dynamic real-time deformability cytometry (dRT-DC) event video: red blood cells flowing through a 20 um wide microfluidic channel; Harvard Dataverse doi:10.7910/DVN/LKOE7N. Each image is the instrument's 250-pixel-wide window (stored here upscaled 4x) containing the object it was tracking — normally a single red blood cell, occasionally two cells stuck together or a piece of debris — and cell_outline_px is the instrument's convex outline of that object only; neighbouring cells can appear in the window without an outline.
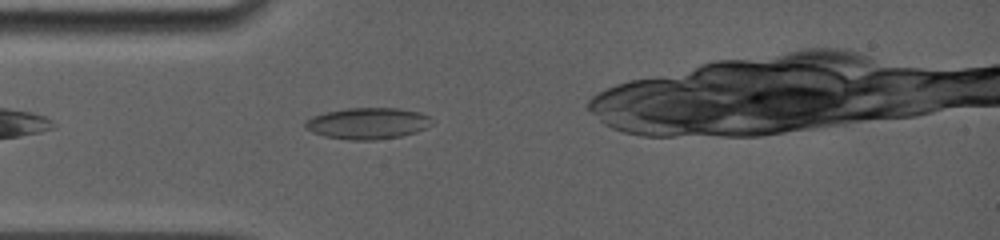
{"species": "common noctule bat (a hibernating species)", "species_latin": "Nyctalus noctula", "temperature_condition": "room temperature", "stored_images_in_passage": 47, "camera_frame_rate_fps": 5000, "um_per_image_px": 0.085, "animal": {"sex": "female", "body_mass_g": 19.0, "forearm_length_mm": 56.7}, "frame": {"image": 1, "passage_image": 1, "time_ms": 0.0, "image_size_px": [1000, 240], "cell_outline_px": [[432, 124], [416, 132], [400, 136], [376, 140], [352, 140], [324, 136], [312, 132], [304, 128], [304, 120], [312, 116], [328, 112], [348, 108], [400, 108], [420, 112], [428, 116], [432, 120]], "centroid_in_image_um": [31.23, 10.48], "position_along_channel_um": 53.8, "area_um2": 23.18}}
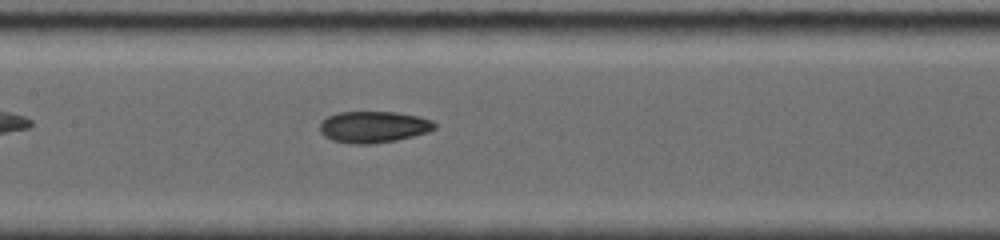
{"frame": {"image": 2, "passage_image": 15, "time_ms": 3.2, "image_size_px": [1000, 240], "cell_outline_px": [[436, 128], [428, 132], [396, 140], [368, 144], [356, 144], [332, 140], [324, 136], [320, 132], [320, 120], [336, 112], [400, 112], [420, 116], [432, 120], [436, 124]], "centroid_in_image_um": [31.75, 10.77], "position_along_channel_um": 175.7, "area_um2": 21.21}}
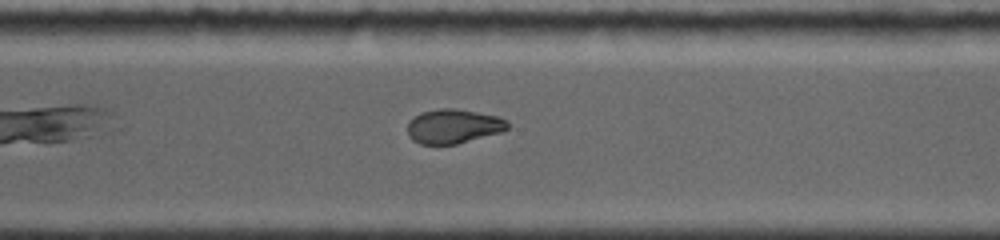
{"frame": {"image": 3, "passage_image": 33, "time_ms": 7.2, "image_size_px": [1000, 240], "cell_outline_px": [[508, 128], [504, 132], [456, 144], [420, 144], [412, 140], [408, 132], [408, 120], [412, 116], [420, 112], [440, 108], [456, 108], [500, 116], [508, 120]], "centroid_in_image_um": [38.56, 10.72], "position_along_channel_um": 332.0, "area_um2": 20.4}, "authors_computed_cell_mechanics": {"area_um2": 20.8658, "velocity_mm_per_s": 3.9136, "shape_relaxation_time_tau1_ms": null, "shape_relaxation_time_tau2_ms": 1.9003, "deformation_change_tau1": null, "deformation_change_tau2": 0.0543}}